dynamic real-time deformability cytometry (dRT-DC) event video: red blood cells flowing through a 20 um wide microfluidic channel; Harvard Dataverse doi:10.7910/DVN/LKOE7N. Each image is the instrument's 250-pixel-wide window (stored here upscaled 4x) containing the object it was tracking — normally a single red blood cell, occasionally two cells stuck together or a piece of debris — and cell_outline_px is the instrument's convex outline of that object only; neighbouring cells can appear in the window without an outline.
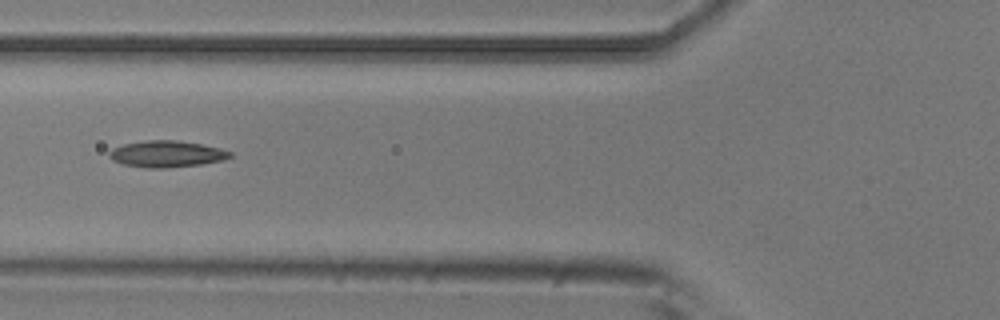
{"species": "common noctule bat (a hibernating species)", "species_latin": "Nyctalus noctula", "temperature_condition": "room temperature", "stored_images_in_passage": 9, "camera_frame_rate_fps": 3000, "um_per_image_px": 0.085, "animal": {"sex": "male", "body_mass_g": 20.5, "forearm_length_mm": 52.5}, "frame": {"image": 1, "passage_image": 6, "time_ms": 1.667, "image_size_px": [1000, 320], "cell_outline_px": [[232, 156], [224, 160], [200, 164], [164, 168], [144, 168], [124, 164], [112, 160], [108, 156], [108, 152], [112, 148], [124, 144], [144, 140], [176, 140], [200, 144], [220, 148], [232, 152]], "centroid_in_image_um": [14.14, 13.08], "position_along_channel_um": 111.7, "area_um2": 18.67}}
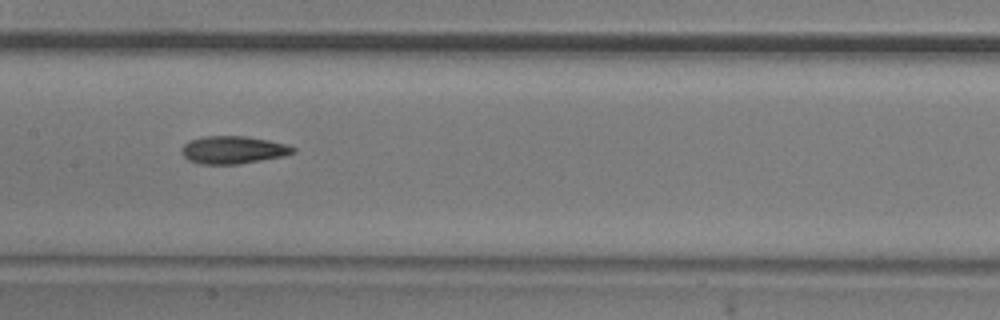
{"frame": {"image": 2, "passage_image": 8, "time_ms": 2.333, "image_size_px": [1000, 320], "cell_outline_px": [[296, 152], [284, 156], [240, 164], [200, 164], [188, 160], [180, 152], [184, 144], [188, 140], [204, 136], [244, 136], [268, 140], [284, 144], [296, 148]], "centroid_in_image_um": [19.79, 12.74], "position_along_channel_um": 187.6, "area_um2": 18.03}}
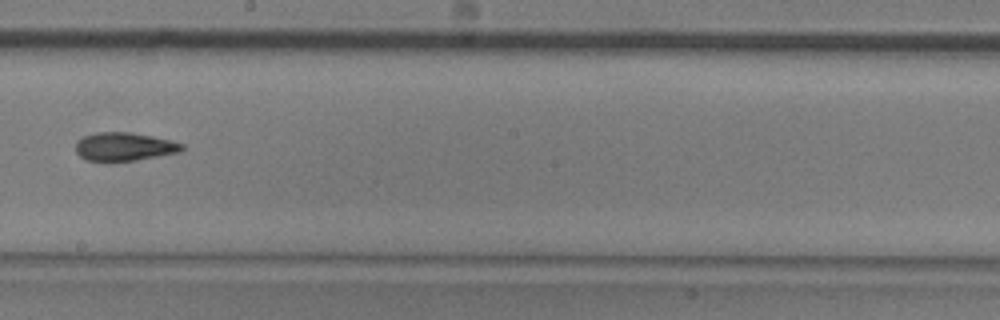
{"frame": {"image": 3, "passage_image": 9, "time_ms": 2.667, "image_size_px": [1000, 320], "cell_outline_px": [[184, 148], [180, 152], [136, 160], [84, 160], [76, 152], [76, 140], [84, 136], [96, 132], [132, 132], [152, 136], [184, 144]], "centroid_in_image_um": [10.55, 12.45], "position_along_channel_um": 237.7, "area_um2": 17.4}}